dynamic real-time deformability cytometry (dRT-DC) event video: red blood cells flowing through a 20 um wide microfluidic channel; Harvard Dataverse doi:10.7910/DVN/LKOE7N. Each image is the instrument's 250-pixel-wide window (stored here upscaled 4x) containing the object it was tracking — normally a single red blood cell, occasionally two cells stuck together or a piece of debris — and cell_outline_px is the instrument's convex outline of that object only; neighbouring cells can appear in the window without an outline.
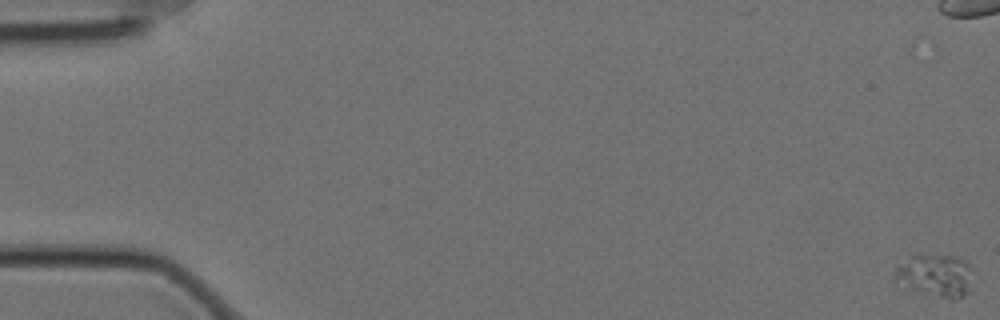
{"species": "Egyptian fruit bat (a non-hibernating species)", "species_latin": "Rousettus aegyptiacus", "temperature_condition": "cold", "stored_images_in_passage": 62, "camera_frame_rate_fps": 3000, "um_per_image_px": 0.085, "animal": {"sex": "female"}, "frame": {"image": 1, "passage_image": 1, "time_ms": 0.0, "image_size_px": [1000, 320], "cell_outline_px": [[972, 288], [964, 296], [952, 300], [892, 284], [892, 276], [896, 264], [916, 252], [960, 256], [972, 268]], "centroid_in_image_um": [79.44, 23.37], "position_along_channel_um": 5.6, "area_um2": 20.75}}
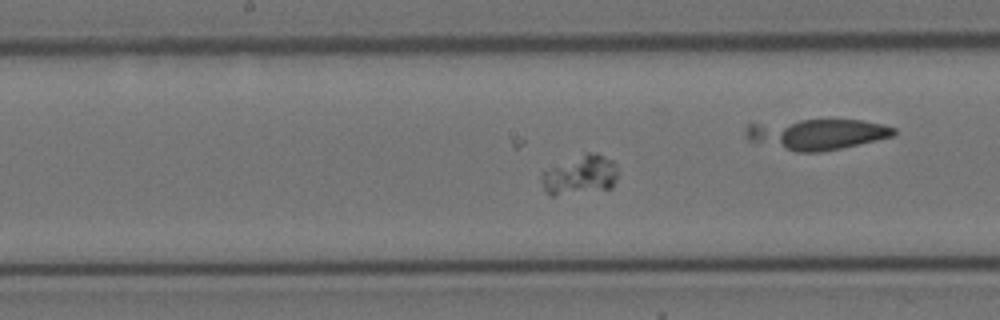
{"frame": {"image": 2, "passage_image": 32, "time_ms": 10.333, "image_size_px": [1000, 320], "cell_outline_px": [[616, 180], [612, 188], [552, 196], [548, 196], [544, 188], [540, 176], [540, 172], [588, 152], [596, 152], [612, 160], [616, 164]], "centroid_in_image_um": [49.3, 14.89], "position_along_channel_um": 198.9, "area_um2": 17.34}}
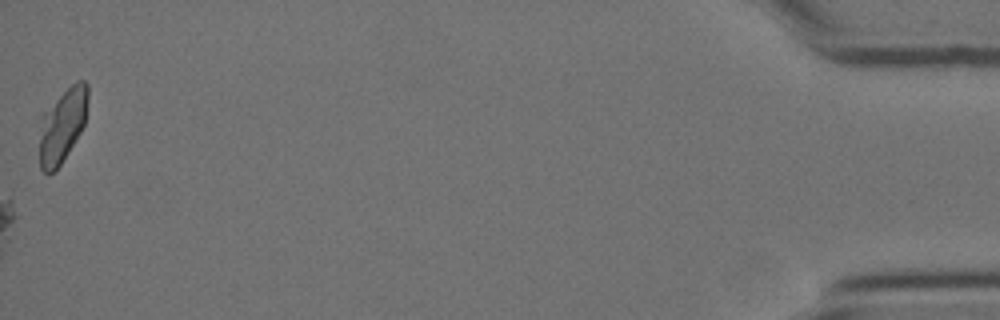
{"frame": {"image": 3, "passage_image": 62, "time_ms": 20.333, "image_size_px": [1000, 320], "cell_outline_px": [[88, 100], [84, 124], [80, 132], [68, 152], [60, 164], [48, 176], [40, 168], [40, 112], [76, 80], [84, 80], [88, 84]], "centroid_in_image_um": [5.28, 10.61], "position_along_channel_um": 429.9, "area_um2": 21.1}}